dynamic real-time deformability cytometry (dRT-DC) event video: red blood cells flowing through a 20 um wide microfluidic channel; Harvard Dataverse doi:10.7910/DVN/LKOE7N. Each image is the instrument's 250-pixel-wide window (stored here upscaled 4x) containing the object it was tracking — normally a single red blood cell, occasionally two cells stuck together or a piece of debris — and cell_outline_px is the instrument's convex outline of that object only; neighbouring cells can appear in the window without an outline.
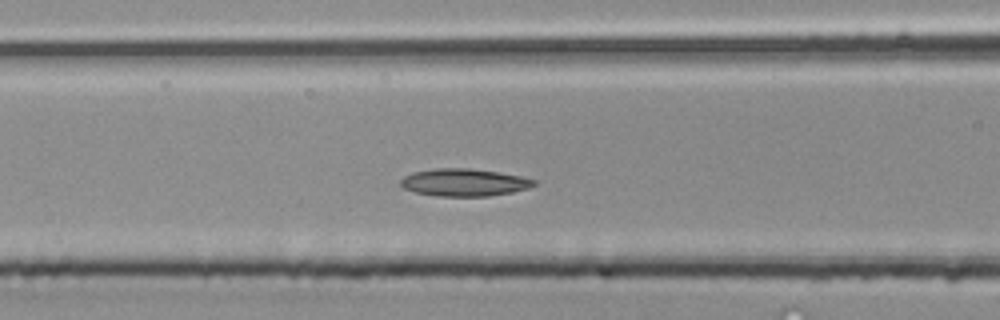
{"species": "common noctule bat (a hibernating species)", "species_latin": "Nyctalus noctula", "temperature_condition": "room temperature", "stored_images_in_passage": 43, "camera_frame_rate_fps": 3000, "um_per_image_px": 0.085, "animal": {"sex": "male", "body_mass_g": 20.4}, "frame": {"image": 1, "passage_image": 15, "time_ms": 4.667, "image_size_px": [1000, 320], "cell_outline_px": [[536, 184], [528, 188], [512, 192], [488, 196], [440, 196], [416, 192], [404, 188], [400, 184], [400, 180], [404, 176], [412, 172], [436, 168], [468, 168], [496, 172], [520, 176], [536, 180]], "centroid_in_image_um": [39.44, 15.5], "position_along_channel_um": 127.2, "area_um2": 21.15}}
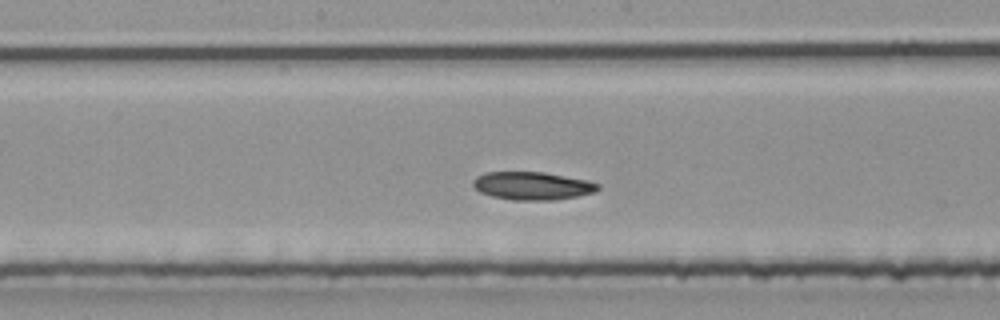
{"frame": {"image": 2, "passage_image": 20, "time_ms": 6.333, "image_size_px": [1000, 320], "cell_outline_px": [[600, 188], [596, 192], [576, 196], [552, 200], [512, 200], [492, 196], [480, 192], [472, 184], [472, 180], [476, 176], [484, 172], [544, 172], [588, 180], [600, 184]], "centroid_in_image_um": [45.25, 15.79], "position_along_channel_um": 203.0, "area_um2": 20.46}}
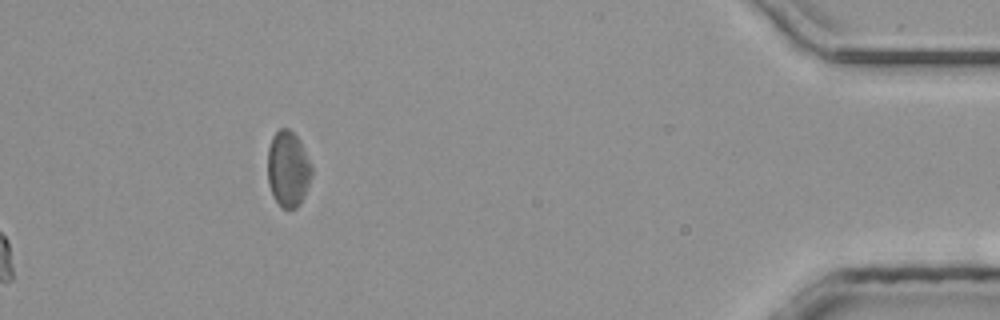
{"frame": {"image": 3, "passage_image": 43, "time_ms": 14.0, "image_size_px": [1000, 320], "cell_outline_px": [[312, 176], [304, 196], [300, 204], [296, 208], [280, 208], [272, 196], [268, 184], [268, 148], [272, 136], [280, 128], [288, 128], [300, 140], [312, 164]], "centroid_in_image_um": [24.49, 14.37], "position_along_channel_um": 410.7, "area_um2": 19.77}}